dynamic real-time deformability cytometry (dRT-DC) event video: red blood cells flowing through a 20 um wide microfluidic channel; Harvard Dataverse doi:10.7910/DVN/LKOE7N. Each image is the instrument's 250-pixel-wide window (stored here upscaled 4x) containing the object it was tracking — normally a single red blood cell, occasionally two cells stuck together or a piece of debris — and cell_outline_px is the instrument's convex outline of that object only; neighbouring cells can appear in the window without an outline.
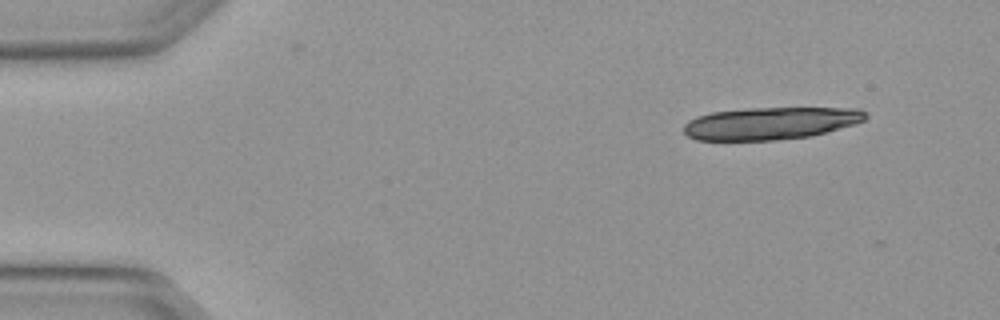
{"species": "Egyptian fruit bat (a non-hibernating species)", "species_latin": "Rousettus aegyptiacus", "temperature_condition": "warm", "stored_images_in_passage": 7, "camera_frame_rate_fps": 3000, "um_per_image_px": 0.085, "animal": {"sex": "female"}, "frame": {"image": 1, "passage_image": 2, "time_ms": 0.333, "image_size_px": [1000, 320], "cell_outline_px": [[868, 116], [864, 120], [856, 124], [812, 136], [776, 140], [696, 140], [688, 136], [684, 132], [684, 124], [688, 120], [696, 116], [712, 112], [748, 108], [860, 108]], "centroid_in_image_um": [65.5, 10.48], "position_along_channel_um": 19.5, "area_um2": 34.45}}